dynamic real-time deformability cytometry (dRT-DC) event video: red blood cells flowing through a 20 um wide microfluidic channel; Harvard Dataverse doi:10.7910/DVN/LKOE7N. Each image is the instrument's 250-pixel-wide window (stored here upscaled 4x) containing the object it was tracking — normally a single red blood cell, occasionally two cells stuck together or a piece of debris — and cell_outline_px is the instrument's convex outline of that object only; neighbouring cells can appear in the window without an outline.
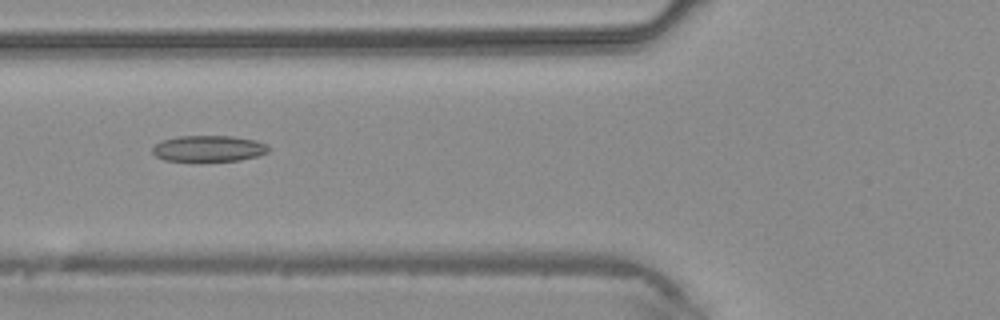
{"species": "common noctule bat (a hibernating species)", "species_latin": "Nyctalus noctula", "temperature_condition": "warm", "stored_images_in_passage": 43, "camera_frame_rate_fps": 3000, "um_per_image_px": 0.085, "animal": {"sex": "male", "body_mass_g": 20.4}, "frame": {"image": 1, "passage_image": 17, "time_ms": 5.333, "image_size_px": [1000, 320], "cell_outline_px": [[268, 152], [260, 156], [240, 160], [164, 160], [156, 156], [152, 152], [152, 148], [156, 144], [164, 140], [180, 136], [232, 136], [256, 140], [264, 144], [268, 148]], "centroid_in_image_um": [17.75, 12.62], "position_along_channel_um": 108.0, "area_um2": 17.34}}
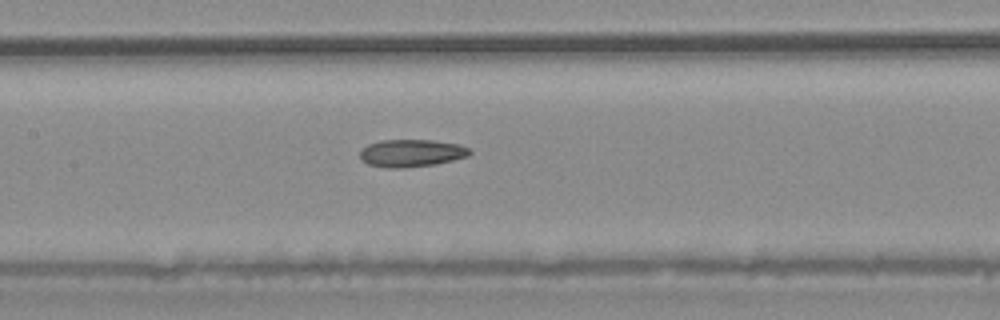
{"frame": {"image": 2, "passage_image": 21, "time_ms": 6.667, "image_size_px": [1000, 320], "cell_outline_px": [[472, 152], [468, 156], [436, 164], [404, 168], [384, 168], [368, 164], [360, 160], [360, 152], [368, 144], [380, 140], [432, 140], [460, 144], [468, 148]], "centroid_in_image_um": [34.96, 13.02], "position_along_channel_um": 172.4, "area_um2": 17.69}}
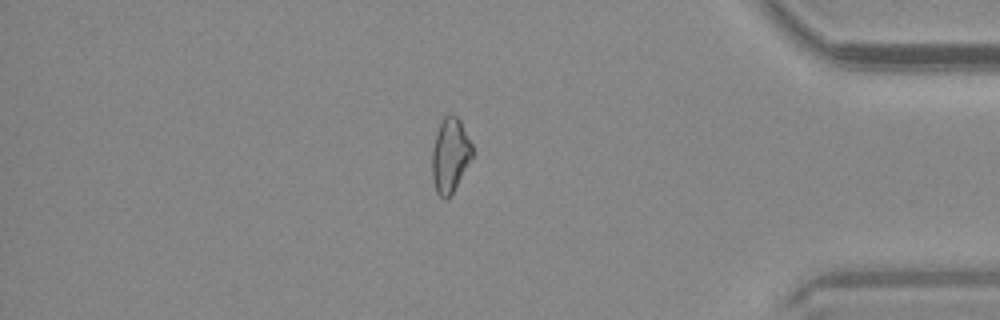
{"frame": {"image": 3, "passage_image": 37, "time_ms": 12.0, "image_size_px": [1000, 320], "cell_outline_px": [[472, 156], [452, 192], [444, 200], [436, 192], [432, 176], [432, 148], [440, 120], [444, 116], [452, 112], [460, 120], [472, 144]], "centroid_in_image_um": [38.23, 13.13], "position_along_channel_um": 397.0, "area_um2": 17.22}}